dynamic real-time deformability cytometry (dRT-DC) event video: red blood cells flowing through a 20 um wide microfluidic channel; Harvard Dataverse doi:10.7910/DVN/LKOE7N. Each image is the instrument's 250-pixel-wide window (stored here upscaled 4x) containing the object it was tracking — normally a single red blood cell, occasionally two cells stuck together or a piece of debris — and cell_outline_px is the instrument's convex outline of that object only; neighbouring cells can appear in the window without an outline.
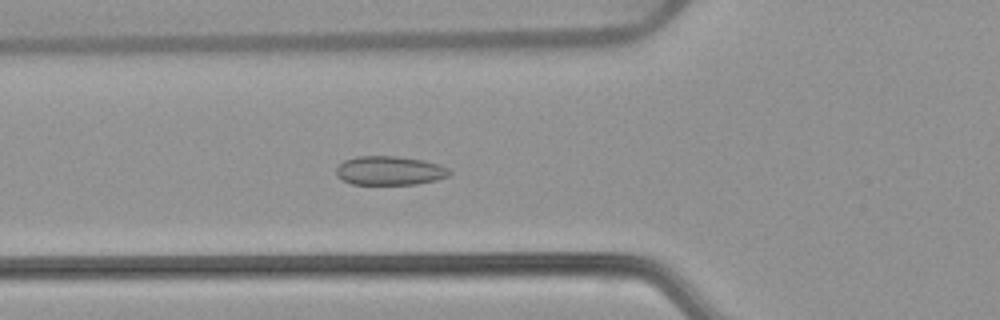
{"species": "common noctule bat (a hibernating species)", "species_latin": "Nyctalus noctula", "temperature_condition": "warm", "stored_images_in_passage": 54, "camera_frame_rate_fps": 3000, "um_per_image_px": 0.085, "animal": {"sex": "female", "body_mass_g": 22.7, "forearm_length_mm": 54.2}, "frame": {"image": 1, "passage_image": 20, "time_ms": 6.333, "image_size_px": [1000, 320], "cell_outline_px": [[452, 172], [448, 176], [436, 180], [416, 184], [352, 184], [336, 176], [336, 168], [344, 160], [356, 156], [396, 156], [424, 160], [440, 164], [448, 168]], "centroid_in_image_um": [33.13, 14.5], "position_along_channel_um": 92.7, "area_um2": 19.19}}
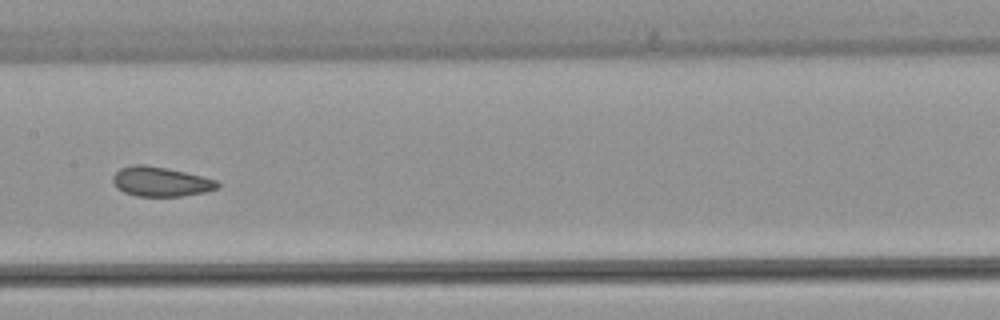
{"frame": {"image": 2, "passage_image": 28, "time_ms": 9.0, "image_size_px": [1000, 320], "cell_outline_px": [[220, 184], [216, 188], [204, 192], [180, 196], [136, 196], [124, 192], [112, 180], [112, 176], [120, 168], [132, 164], [144, 164], [184, 172], [216, 180]], "centroid_in_image_um": [13.63, 15.43], "position_along_channel_um": 193.8, "area_um2": 17.69}}
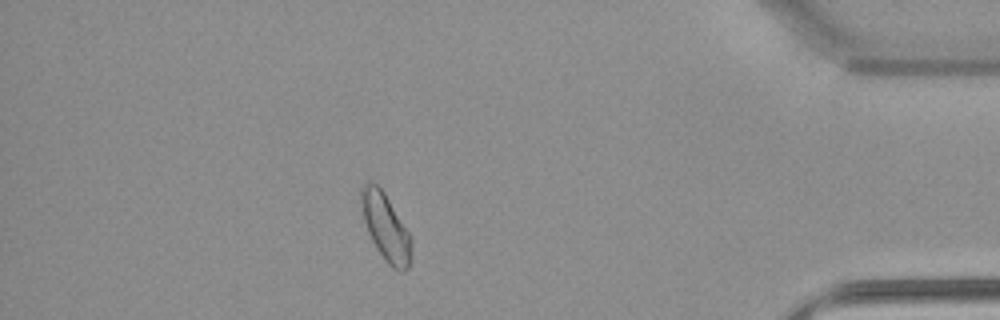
{"frame": {"image": 3, "passage_image": 48, "time_ms": 15.667, "image_size_px": [1000, 320], "cell_outline_px": [[412, 260], [408, 268], [404, 272], [400, 272], [392, 268], [384, 260], [372, 240], [368, 232], [364, 220], [360, 204], [360, 192], [364, 184], [368, 180], [376, 184], [384, 192], [408, 232], [412, 240]], "centroid_in_image_um": [32.79, 19.35], "position_along_channel_um": 402.4, "area_um2": 19.65}, "authors_computed_cell_mechanics": {"area_um2": 19.363, "velocity_mm_per_s": 3.7741, "shape_relaxation_time_tau1_ms": 5.8742, "shape_relaxation_time_tau2_ms": 1.8219, "deformation_change_tau1": 0.0762, "deformation_change_tau2": 0.0585}}